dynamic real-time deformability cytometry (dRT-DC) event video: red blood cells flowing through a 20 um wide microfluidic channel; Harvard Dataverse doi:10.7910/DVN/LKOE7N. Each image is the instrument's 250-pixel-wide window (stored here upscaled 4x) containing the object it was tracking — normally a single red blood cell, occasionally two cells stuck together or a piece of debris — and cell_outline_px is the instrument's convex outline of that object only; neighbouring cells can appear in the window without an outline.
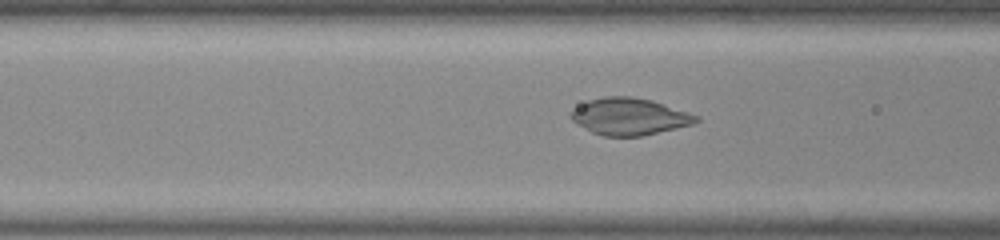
{"species": "common noctule bat (a hibernating species)", "species_latin": "Nyctalus noctula", "temperature_condition": "room temperature", "stored_images_in_passage": 36, "camera_frame_rate_fps": 3000, "um_per_image_px": 0.085, "animal": {"sex": "male", "body_mass_g": 20.0, "forearm_length_mm": 53.3}, "frame": {"image": 1, "passage_image": 5, "time_ms": 1.333, "image_size_px": [1000, 240], "cell_outline_px": [[700, 120], [692, 124], [676, 128], [640, 136], [604, 136], [592, 132], [572, 120], [572, 112], [580, 104], [588, 100], [604, 96], [632, 96], [652, 100], [700, 116]], "centroid_in_image_um": [53.53, 9.89], "position_along_channel_um": 113.1, "area_um2": 26.65}}
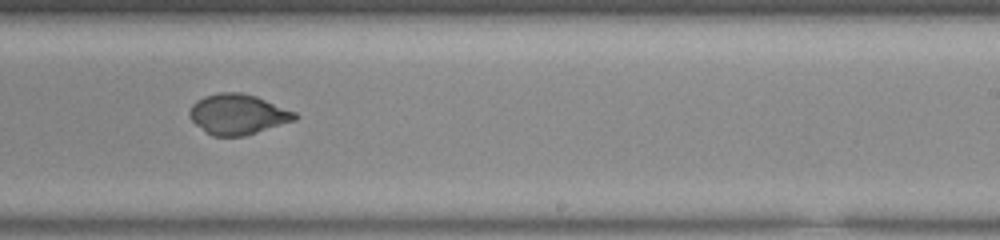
{"frame": {"image": 2, "passage_image": 17, "time_ms": 5.333, "image_size_px": [1000, 240], "cell_outline_px": [[300, 116], [296, 120], [244, 136], [212, 136], [196, 124], [188, 116], [188, 112], [192, 104], [196, 100], [204, 96], [220, 92], [240, 92], [256, 96], [296, 112]], "centroid_in_image_um": [20.21, 9.71], "position_along_channel_um": 268.8, "area_um2": 24.8}}
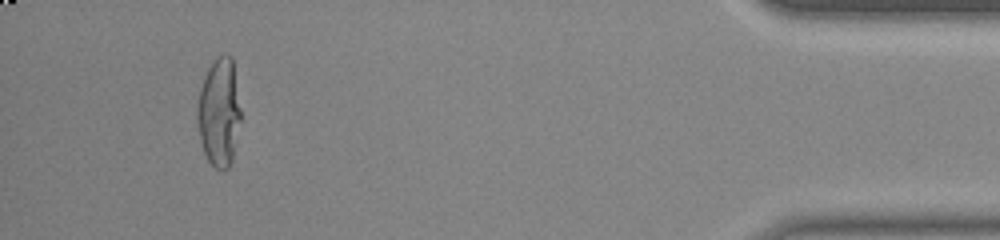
{"frame": {"image": 3, "passage_image": 33, "time_ms": 10.667, "image_size_px": [1000, 240], "cell_outline_px": [[240, 120], [232, 160], [228, 168], [224, 172], [216, 168], [208, 160], [204, 152], [200, 140], [196, 124], [196, 108], [200, 88], [204, 76], [208, 68], [216, 56], [232, 56], [240, 108]], "centroid_in_image_um": [18.6, 9.57], "position_along_channel_um": 416.6, "area_um2": 27.51}}